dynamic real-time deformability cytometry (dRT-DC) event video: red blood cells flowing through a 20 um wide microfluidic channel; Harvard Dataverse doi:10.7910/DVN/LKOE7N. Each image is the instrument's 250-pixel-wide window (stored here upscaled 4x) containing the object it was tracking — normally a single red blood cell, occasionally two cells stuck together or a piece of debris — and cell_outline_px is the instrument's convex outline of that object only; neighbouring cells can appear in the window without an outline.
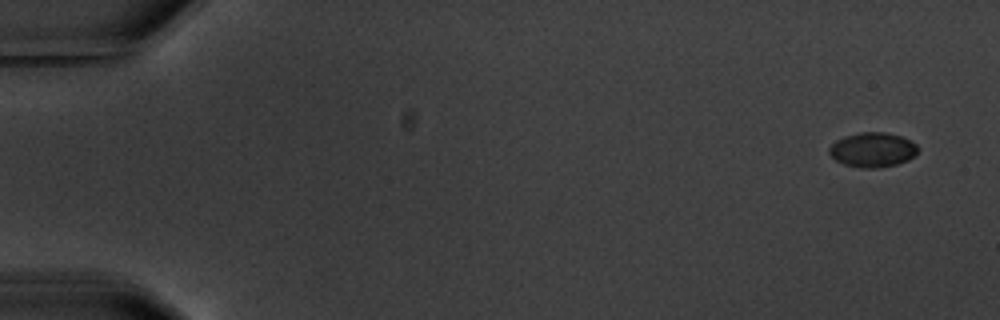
{"species": "common noctule bat (a hibernating species)", "species_latin": "Nyctalus noctula", "temperature_condition": "warm", "stored_images_in_passage": 6, "camera_frame_rate_fps": 3000, "um_per_image_px": 0.085, "animal": {"sex": "male", "body_mass_g": 20.1, "forearm_length_mm": 53.5}, "frame": {"image": 1, "passage_image": 1, "time_ms": 0.0, "image_size_px": [1000, 320], "cell_outline_px": [[920, 148], [916, 156], [908, 160], [896, 164], [880, 168], [860, 168], [844, 164], [836, 160], [828, 152], [828, 148], [836, 140], [844, 136], [860, 132], [884, 132], [900, 136], [916, 144]], "centroid_in_image_um": [74.18, 12.74], "position_along_channel_um": 10.8, "area_um2": 18.03}}
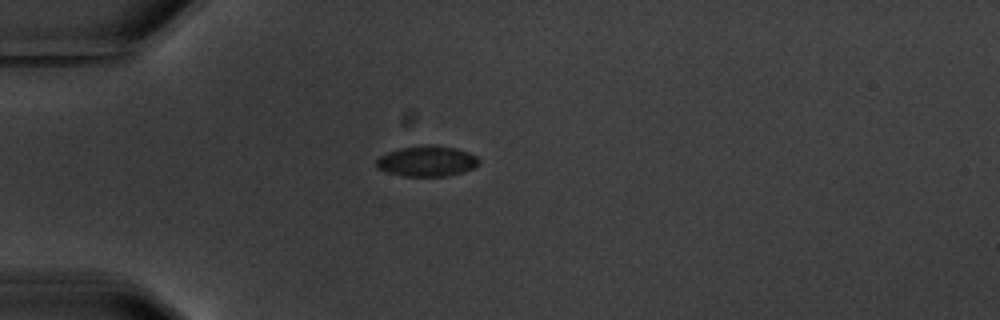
{"frame": {"image": 2, "passage_image": 5, "time_ms": 4.667, "image_size_px": [1000, 320], "cell_outline_px": [[480, 164], [472, 168], [448, 176], [400, 176], [384, 172], [376, 168], [376, 160], [380, 156], [388, 152], [400, 148], [424, 144], [436, 144], [456, 148], [468, 152], [476, 156], [480, 160]], "centroid_in_image_um": [36.26, 13.69], "position_along_channel_um": 48.7, "area_um2": 18.55}}